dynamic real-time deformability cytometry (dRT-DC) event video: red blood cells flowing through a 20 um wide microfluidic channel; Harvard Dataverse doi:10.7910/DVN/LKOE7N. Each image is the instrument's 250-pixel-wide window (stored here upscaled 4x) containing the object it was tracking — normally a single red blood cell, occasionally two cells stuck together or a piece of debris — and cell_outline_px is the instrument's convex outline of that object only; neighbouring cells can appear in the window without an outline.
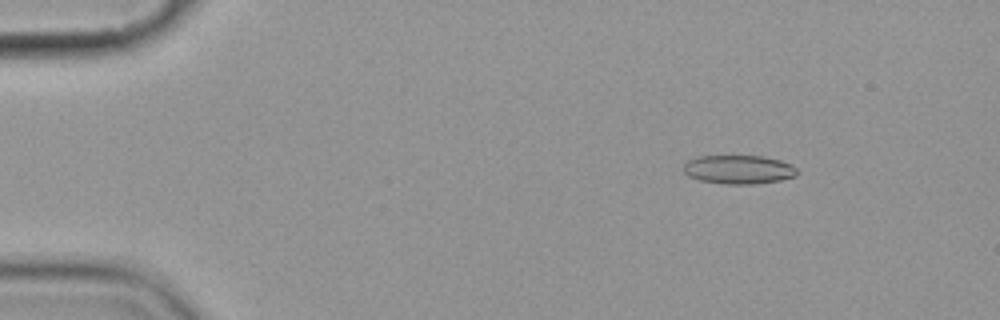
{"species": "common noctule bat (a hibernating species)", "species_latin": "Nyctalus noctula", "temperature_condition": "cold", "stored_images_in_passage": 5, "camera_frame_rate_fps": 3000, "um_per_image_px": 0.085, "animal": {"sex": "female", "body_mass_g": 19.9}, "frame": {"image": 1, "passage_image": 3, "time_ms": 2.333, "image_size_px": [1000, 320], "cell_outline_px": [[800, 172], [796, 176], [780, 180], [756, 184], [724, 184], [700, 180], [688, 176], [684, 172], [684, 164], [688, 160], [700, 156], [764, 156], [780, 160], [792, 164]], "centroid_in_image_um": [62.82, 14.41], "position_along_channel_um": 22.2, "area_um2": 19.19}}
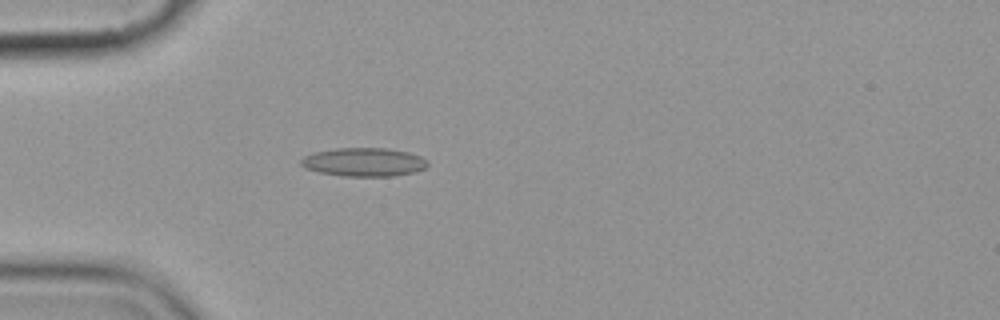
{"frame": {"image": 2, "passage_image": 5, "time_ms": 5.333, "image_size_px": [1000, 320], "cell_outline_px": [[428, 164], [424, 168], [416, 172], [392, 176], [344, 176], [320, 172], [308, 168], [300, 164], [300, 160], [304, 156], [312, 152], [336, 148], [388, 148], [408, 152], [420, 156]], "centroid_in_image_um": [30.92, 13.77], "position_along_channel_um": 54.1, "area_um2": 20.98}}